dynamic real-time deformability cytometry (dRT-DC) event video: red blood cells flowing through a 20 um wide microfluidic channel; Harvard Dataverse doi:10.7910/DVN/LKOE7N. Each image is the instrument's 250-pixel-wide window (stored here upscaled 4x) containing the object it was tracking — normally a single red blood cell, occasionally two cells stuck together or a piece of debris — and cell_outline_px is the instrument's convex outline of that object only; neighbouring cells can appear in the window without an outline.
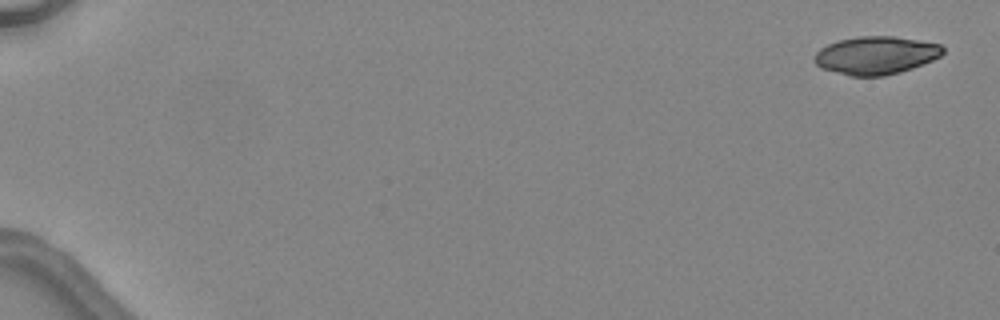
{"species": "common noctule bat (a hibernating species)", "species_latin": "Nyctalus noctula", "temperature_condition": "warm", "stored_images_in_passage": 5, "camera_frame_rate_fps": 3000, "um_per_image_px": 0.085, "animal": {"sex": "female", "body_mass_g": 24.6, "forearm_length_mm": 56.2}, "frame": {"image": 1, "passage_image": 1, "time_ms": 0.0, "image_size_px": [1000, 320], "cell_outline_px": [[944, 52], [940, 56], [932, 60], [912, 68], [900, 72], [884, 76], [848, 76], [820, 68], [812, 60], [812, 56], [820, 48], [828, 44], [840, 40], [860, 36], [892, 36], [940, 44], [944, 48]], "centroid_in_image_um": [74.4, 4.71], "position_along_channel_um": 10.6, "area_um2": 28.5}}